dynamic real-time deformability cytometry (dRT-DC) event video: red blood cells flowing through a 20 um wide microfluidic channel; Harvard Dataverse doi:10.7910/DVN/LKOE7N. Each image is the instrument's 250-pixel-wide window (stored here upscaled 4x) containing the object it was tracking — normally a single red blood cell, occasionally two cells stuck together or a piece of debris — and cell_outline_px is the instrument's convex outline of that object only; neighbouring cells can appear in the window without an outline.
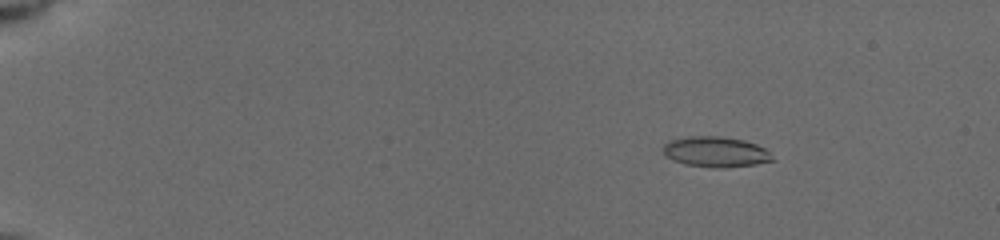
{"species": "common noctule bat (a hibernating species)", "species_latin": "Nyctalus noctula", "temperature_condition": "cold", "stored_images_in_passage": 71, "camera_frame_rate_fps": 3000, "um_per_image_px": 0.085, "animal": {"sex": "female", "body_mass_g": 19.5, "forearm_length_mm": 54.1}, "frame": {"image": 1, "passage_image": 10, "time_ms": 2.667, "image_size_px": [1000, 240], "cell_outline_px": [[776, 160], [756, 164], [724, 168], [712, 168], [684, 164], [672, 160], [664, 152], [664, 144], [668, 140], [688, 136], [720, 136], [744, 140], [756, 144], [764, 148]], "centroid_in_image_um": [60.83, 12.91], "position_along_channel_um": 24.2, "area_um2": 19.48}}
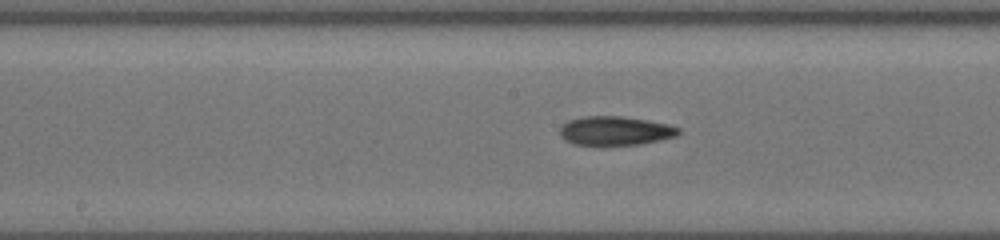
{"frame": {"image": 2, "passage_image": 41, "time_ms": 10.0, "image_size_px": [1000, 240], "cell_outline_px": [[680, 132], [676, 136], [660, 140], [640, 144], [572, 144], [564, 140], [560, 136], [560, 124], [568, 120], [584, 116], [620, 116], [648, 120], [668, 124], [680, 128]], "centroid_in_image_um": [52.27, 11.1], "position_along_channel_um": 195.9, "area_um2": 20.0}}
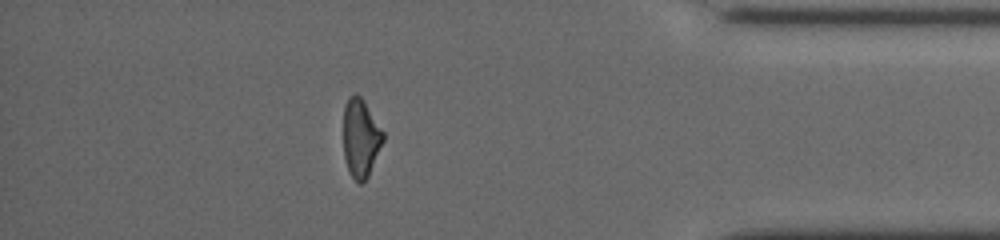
{"frame": {"image": 3, "passage_image": 63, "time_ms": 16.0, "image_size_px": [1000, 240], "cell_outline_px": [[384, 140], [368, 176], [360, 184], [348, 172], [344, 156], [344, 108], [348, 96], [356, 92], [364, 100], [384, 132]], "centroid_in_image_um": [30.66, 11.7], "position_along_channel_um": 404.5, "area_um2": 18.15}, "authors_computed_cell_mechanics": {"area_um2": 19.1896, "velocity_mm_per_s": 3.9409, "shape_relaxation_time_tau1_ms": 5.1535, "shape_relaxation_time_tau2_ms": 6.1497, "deformation_change_tau1": 0.1768, "deformation_change_tau2": 0.1793}}